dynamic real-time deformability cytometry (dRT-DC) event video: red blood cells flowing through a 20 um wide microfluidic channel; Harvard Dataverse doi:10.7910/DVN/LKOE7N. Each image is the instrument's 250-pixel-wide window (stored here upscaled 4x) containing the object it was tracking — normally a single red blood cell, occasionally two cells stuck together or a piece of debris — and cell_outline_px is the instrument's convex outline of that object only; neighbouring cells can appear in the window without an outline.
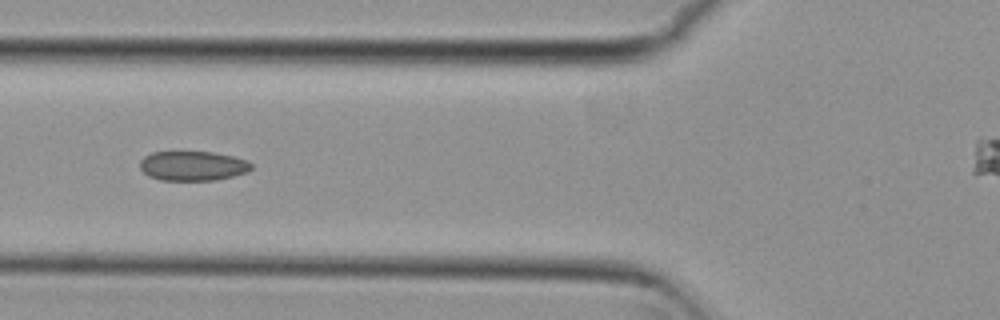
{"species": "common noctule bat (a hibernating species)", "species_latin": "Nyctalus noctula", "temperature_condition": "cold", "stored_images_in_passage": 7, "camera_frame_rate_fps": 3000, "um_per_image_px": 0.085, "animal": {"sex": "female", "body_mass_g": 29.2, "forearm_length_mm": 56.3}, "frame": {"image": 1, "passage_image": 6, "time_ms": 1.667, "image_size_px": [1000, 320], "cell_outline_px": [[252, 168], [248, 172], [216, 180], [160, 180], [148, 176], [140, 168], [140, 160], [144, 156], [152, 152], [212, 152], [232, 156], [248, 160], [252, 164]], "centroid_in_image_um": [16.39, 14.1], "position_along_channel_um": 109.4, "area_um2": 19.25}}
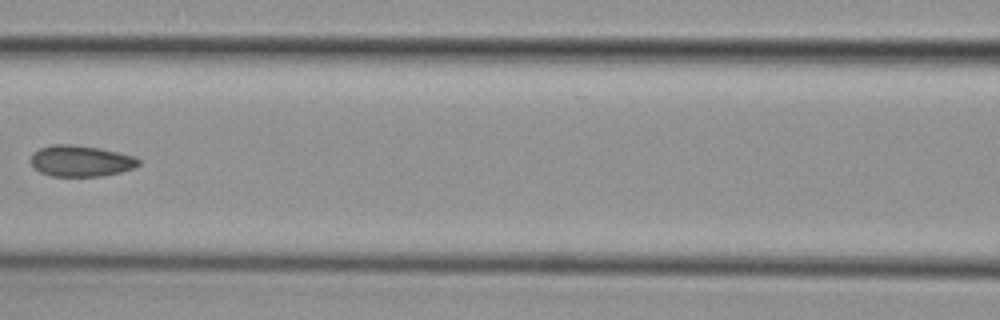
{"frame": {"image": 2, "passage_image": 7, "time_ms": 2.0, "image_size_px": [1000, 320], "cell_outline_px": [[140, 164], [132, 168], [120, 172], [104, 176], [52, 176], [40, 172], [32, 168], [32, 152], [40, 148], [52, 144], [72, 144], [100, 148], [136, 156], [140, 160]], "centroid_in_image_um": [6.87, 13.68], "position_along_channel_um": 159.7, "area_um2": 19.71}}